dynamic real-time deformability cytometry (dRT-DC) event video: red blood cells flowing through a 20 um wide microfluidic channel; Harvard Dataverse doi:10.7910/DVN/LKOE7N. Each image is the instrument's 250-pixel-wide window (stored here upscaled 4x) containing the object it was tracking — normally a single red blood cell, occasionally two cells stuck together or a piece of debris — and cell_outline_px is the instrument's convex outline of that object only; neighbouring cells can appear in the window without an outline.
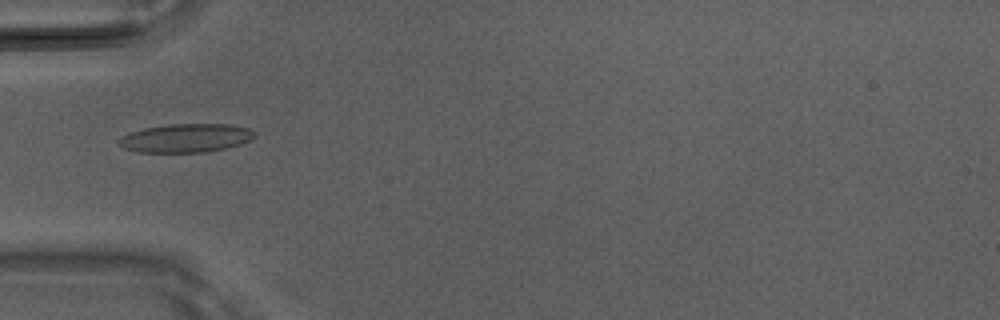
{"species": "Egyptian fruit bat (a non-hibernating species)", "species_latin": "Rousettus aegyptiacus", "temperature_condition": "room temperature", "stored_images_in_passage": 50, "camera_frame_rate_fps": 3000, "um_per_image_px": 0.085, "animal": {"sex": "male"}, "frame": {"image": 1, "passage_image": 17, "time_ms": 5.333, "image_size_px": [1000, 320], "cell_outline_px": [[256, 136], [252, 140], [240, 144], [224, 148], [204, 152], [136, 152], [124, 148], [116, 140], [120, 136], [144, 128], [168, 124], [232, 124], [248, 128], [256, 132]], "centroid_in_image_um": [15.81, 11.73], "position_along_channel_um": 69.2, "area_um2": 22.72}}
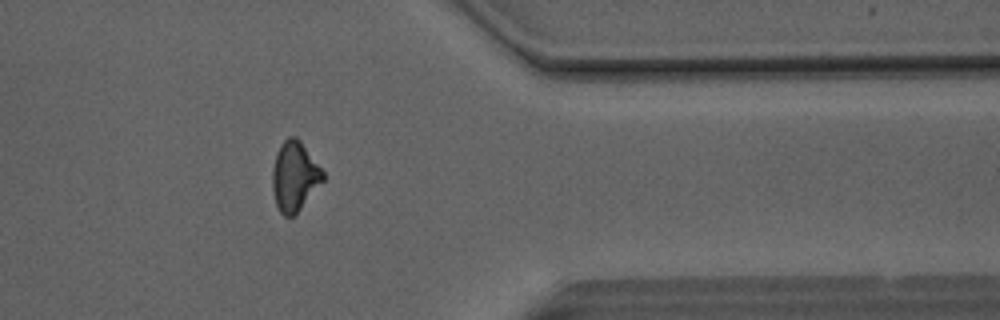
{"frame": {"image": 2, "passage_image": 41, "time_ms": 13.333, "image_size_px": [1000, 320], "cell_outline_px": [[324, 180], [300, 208], [292, 216], [284, 216], [280, 212], [276, 204], [272, 188], [272, 168], [276, 152], [280, 144], [288, 136], [296, 136], [300, 140], [324, 172]], "centroid_in_image_um": [25.01, 14.95], "position_along_channel_um": 386.4, "area_um2": 20.35}}
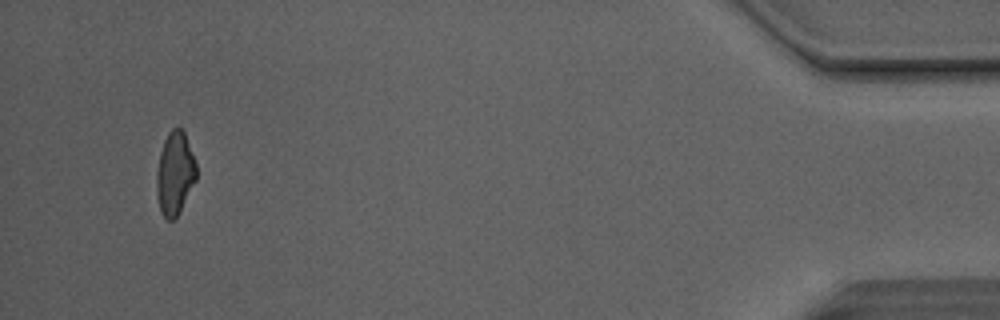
{"frame": {"image": 3, "passage_image": 48, "time_ms": 15.667, "image_size_px": [1000, 320], "cell_outline_px": [[196, 180], [180, 212], [172, 220], [168, 220], [160, 212], [156, 192], [156, 172], [160, 152], [164, 140], [168, 132], [172, 128], [180, 128], [184, 132], [196, 164]], "centroid_in_image_um": [14.85, 14.76], "position_along_channel_um": 420.4, "area_um2": 19.25}, "authors_computed_cell_mechanics": {"area_um2": 20.7502, "velocity_mm_per_s": 4.1452, "shape_relaxation_time_tau1_ms": 4.3752, "shape_relaxation_time_tau2_ms": 2.5183, "deformation_change_tau1": 0.1662, "deformation_change_tau2": 0.1174}}